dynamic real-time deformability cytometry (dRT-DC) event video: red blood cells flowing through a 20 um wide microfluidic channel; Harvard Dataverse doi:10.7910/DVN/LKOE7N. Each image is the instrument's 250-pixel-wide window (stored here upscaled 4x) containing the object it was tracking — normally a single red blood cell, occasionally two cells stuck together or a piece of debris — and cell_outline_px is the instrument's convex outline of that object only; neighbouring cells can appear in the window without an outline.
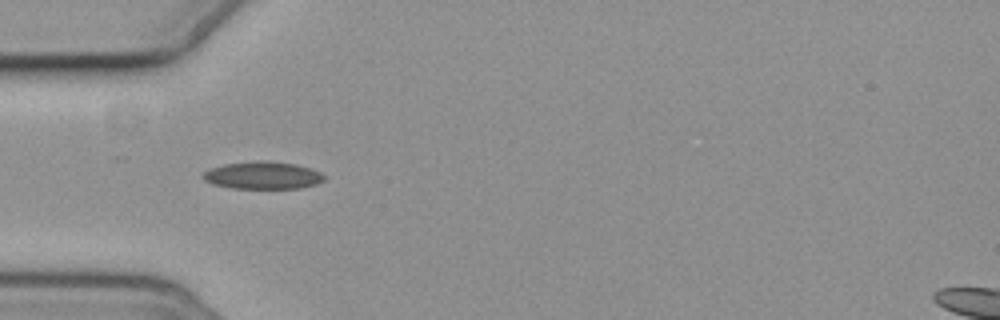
{"species": "common noctule bat (a hibernating species)", "species_latin": "Nyctalus noctula", "temperature_condition": "cold", "stored_images_in_passage": 5, "camera_frame_rate_fps": 3000, "um_per_image_px": 0.085, "animal": {"sex": "female", "body_mass_g": 19.3, "forearm_length_mm": 54.1}, "frame": {"image": 1, "passage_image": 4, "time_ms": 3.667, "image_size_px": [1000, 320], "cell_outline_px": [[324, 180], [316, 184], [300, 188], [232, 188], [212, 184], [204, 180], [200, 176], [204, 172], [212, 168], [224, 164], [256, 160], [268, 160], [296, 164], [320, 172], [324, 176]], "centroid_in_image_um": [22.3, 14.9], "position_along_channel_um": 62.7, "area_um2": 19.42}}
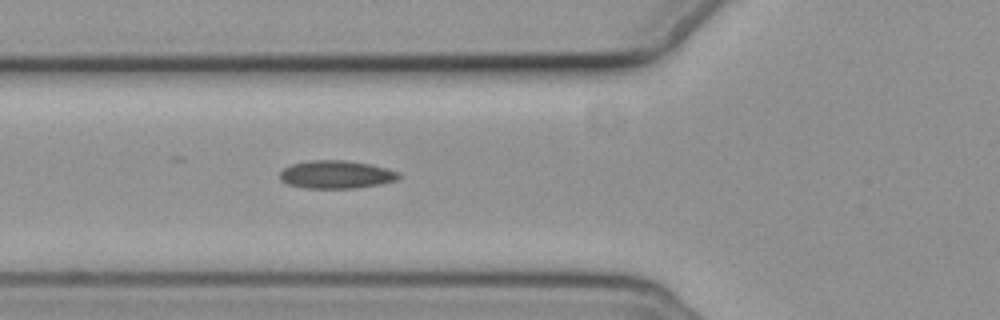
{"frame": {"image": 2, "passage_image": 5, "time_ms": 4.667, "image_size_px": [1000, 320], "cell_outline_px": [[400, 176], [396, 180], [380, 184], [356, 188], [304, 188], [288, 184], [280, 180], [280, 172], [284, 168], [292, 164], [308, 160], [344, 160], [372, 164], [388, 168], [400, 172]], "centroid_in_image_um": [28.59, 14.83], "position_along_channel_um": 97.2, "area_um2": 19.54}}